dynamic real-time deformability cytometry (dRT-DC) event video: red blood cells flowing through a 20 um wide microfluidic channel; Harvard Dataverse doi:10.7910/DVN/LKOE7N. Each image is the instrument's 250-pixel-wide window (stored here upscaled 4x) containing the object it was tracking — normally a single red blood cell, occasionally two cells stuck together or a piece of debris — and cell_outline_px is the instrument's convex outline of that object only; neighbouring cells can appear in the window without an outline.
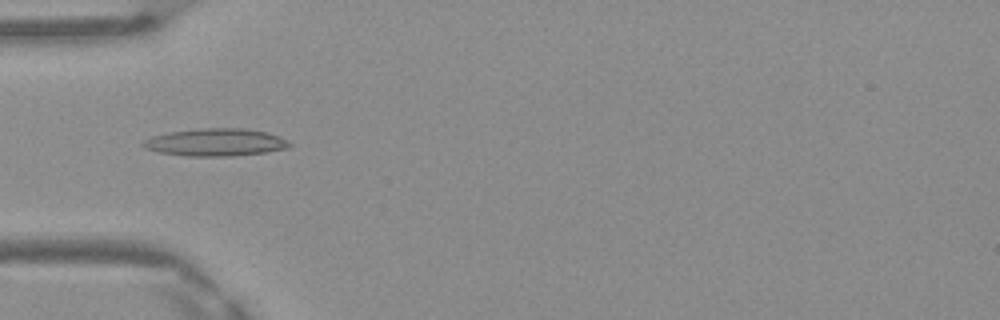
{"species": "Egyptian fruit bat (a non-hibernating species)", "species_latin": "Rousettus aegyptiacus", "temperature_condition": "warm", "stored_images_in_passage": 49, "camera_frame_rate_fps": 3000, "um_per_image_px": 0.085, "frame": {"image": 1, "passage_image": 16, "time_ms": 5.0, "image_size_px": [1000, 320], "cell_outline_px": [[292, 144], [288, 148], [264, 152], [232, 156], [184, 156], [160, 152], [144, 148], [140, 144], [144, 140], [152, 136], [168, 132], [204, 128], [244, 128], [264, 132], [280, 136], [288, 140]], "centroid_in_image_um": [18.31, 12.1], "position_along_channel_um": 66.7, "area_um2": 23.47}}
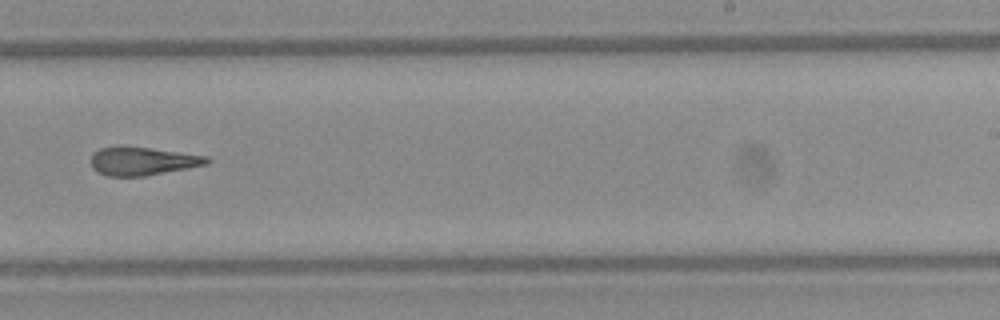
{"frame": {"image": 2, "passage_image": 31, "time_ms": 10.0, "image_size_px": [1000, 320], "cell_outline_px": [[212, 160], [208, 164], [188, 168], [144, 176], [108, 176], [96, 172], [92, 168], [92, 152], [100, 148], [116, 144], [124, 144], [208, 156]], "centroid_in_image_um": [12.08, 13.66], "position_along_channel_um": 276.9, "area_um2": 19.65}}
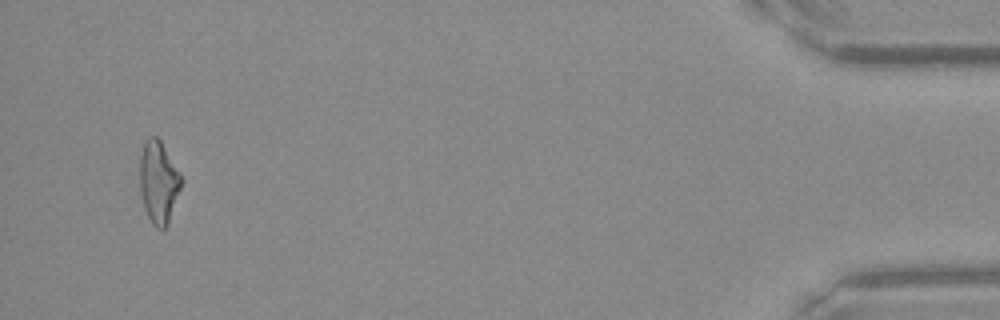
{"frame": {"image": 3, "passage_image": 47, "time_ms": 15.333, "image_size_px": [1000, 320], "cell_outline_px": [[180, 188], [168, 224], [164, 228], [156, 228], [152, 224], [144, 208], [140, 192], [140, 156], [144, 140], [148, 136], [156, 136], [160, 140], [180, 176]], "centroid_in_image_um": [13.43, 15.48], "position_along_channel_um": 421.8, "area_um2": 19.42}, "authors_computed_cell_mechanics": {"area_um2": 19.941, "velocity_mm_per_s": 4.1959, "shape_relaxation_time_tau1_ms": null, "shape_relaxation_time_tau2_ms": 4.2007, "deformation_change_tau1": null, "deformation_change_tau2": 0.1809}}